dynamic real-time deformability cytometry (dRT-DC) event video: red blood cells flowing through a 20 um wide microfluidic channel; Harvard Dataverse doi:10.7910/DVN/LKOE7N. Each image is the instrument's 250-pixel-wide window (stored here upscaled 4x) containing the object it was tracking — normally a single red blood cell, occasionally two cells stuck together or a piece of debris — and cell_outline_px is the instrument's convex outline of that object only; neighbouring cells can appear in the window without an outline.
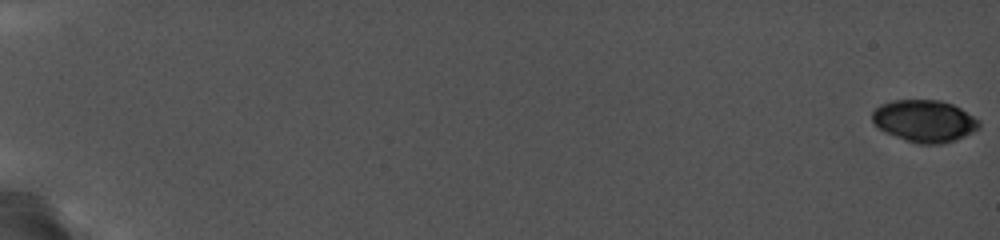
{"species": "common noctule bat (a hibernating species)", "species_latin": "Nyctalus noctula", "temperature_condition": "cold", "stored_images_in_passage": 23, "camera_frame_rate_fps": 5000, "um_per_image_px": 0.085, "animal": {"sex": "female", "body_mass_g": 19.0, "forearm_length_mm": 56.7}, "frame": {"image": 1, "passage_image": 1, "time_ms": 0.0, "image_size_px": [1000, 240], "cell_outline_px": [[980, 128], [956, 140], [940, 144], [920, 144], [904, 140], [880, 128], [872, 120], [872, 112], [880, 104], [892, 100], [940, 100], [952, 104], [960, 108], [980, 120]], "centroid_in_image_um": [78.6, 10.28], "position_along_channel_um": 6.4, "area_um2": 26.07}}
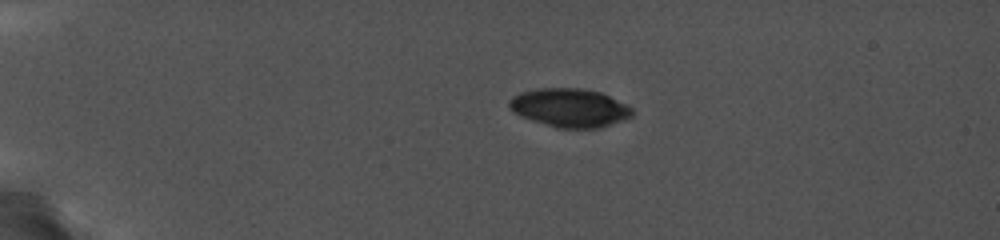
{"frame": {"image": 2, "passage_image": 15, "time_ms": 4.8, "image_size_px": [1000, 240], "cell_outline_px": [[636, 112], [632, 116], [624, 120], [600, 128], [556, 128], [520, 116], [512, 112], [508, 108], [508, 100], [512, 96], [520, 92], [536, 88], [580, 88], [600, 92], [628, 104]], "centroid_in_image_um": [48.42, 9.16], "position_along_channel_um": 36.6, "area_um2": 28.09}}